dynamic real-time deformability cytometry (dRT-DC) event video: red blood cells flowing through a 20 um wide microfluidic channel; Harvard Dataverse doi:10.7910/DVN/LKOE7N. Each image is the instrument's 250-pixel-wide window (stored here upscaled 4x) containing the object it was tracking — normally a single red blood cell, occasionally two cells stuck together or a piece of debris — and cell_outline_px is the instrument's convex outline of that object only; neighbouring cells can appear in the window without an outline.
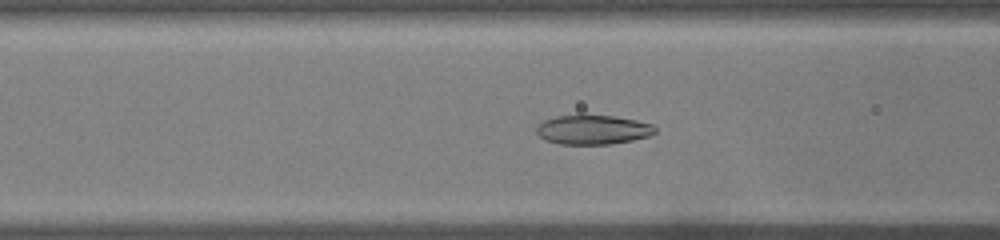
{"species": "common noctule bat (a hibernating species)", "species_latin": "Nyctalus noctula", "temperature_condition": "warm", "stored_images_in_passage": 40, "camera_frame_rate_fps": 3000, "um_per_image_px": 0.085, "animal": {"sex": "male", "body_mass_g": 19.0, "forearm_length_mm": 50.8}, "frame": {"image": 1, "passage_image": 10, "time_ms": 3.0, "image_size_px": [1000, 240], "cell_outline_px": [[656, 132], [648, 136], [632, 140], [612, 144], [560, 144], [544, 140], [536, 132], [536, 128], [544, 120], [556, 116], [616, 116], [636, 120], [652, 124], [656, 128]], "centroid_in_image_um": [50.4, 11.04], "position_along_channel_um": 116.2, "area_um2": 20.11}}
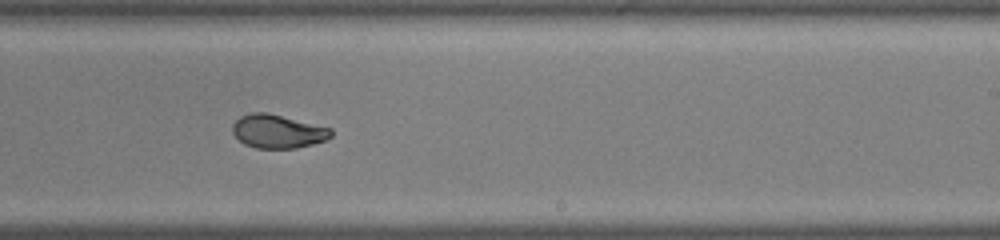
{"frame": {"image": 2, "passage_image": 21, "time_ms": 6.667, "image_size_px": [1000, 240], "cell_outline_px": [[332, 136], [324, 140], [312, 144], [296, 148], [256, 148], [244, 144], [232, 132], [232, 124], [240, 116], [252, 112], [268, 112], [332, 128]], "centroid_in_image_um": [23.6, 11.15], "position_along_channel_um": 265.4, "area_um2": 19.31}}
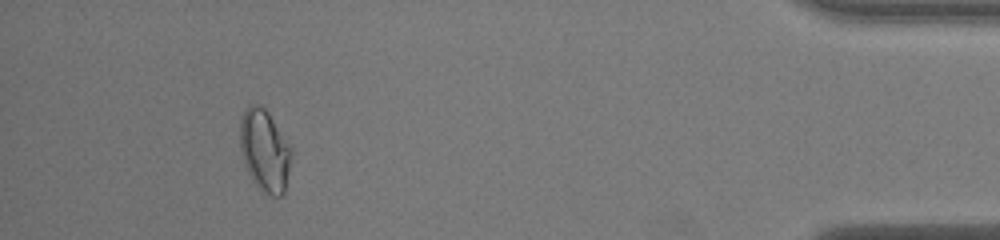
{"frame": {"image": 3, "passage_image": 36, "time_ms": 11.667, "image_size_px": [1000, 240], "cell_outline_px": [[292, 156], [284, 196], [272, 196], [264, 192], [252, 180], [244, 164], [240, 152], [240, 120], [244, 108], [248, 104], [256, 104], [264, 108], [268, 112], [292, 148]], "centroid_in_image_um": [22.49, 12.79], "position_along_channel_um": 412.7, "area_um2": 24.8}, "authors_computed_cell_mechanics": {"area_um2": 20.519, "velocity_mm_per_s": 4.0796, "shape_relaxation_time_tau1_ms": null, "shape_relaxation_time_tau2_ms": 1.3602, "deformation_change_tau1": null, "deformation_change_tau2": 0.038}}